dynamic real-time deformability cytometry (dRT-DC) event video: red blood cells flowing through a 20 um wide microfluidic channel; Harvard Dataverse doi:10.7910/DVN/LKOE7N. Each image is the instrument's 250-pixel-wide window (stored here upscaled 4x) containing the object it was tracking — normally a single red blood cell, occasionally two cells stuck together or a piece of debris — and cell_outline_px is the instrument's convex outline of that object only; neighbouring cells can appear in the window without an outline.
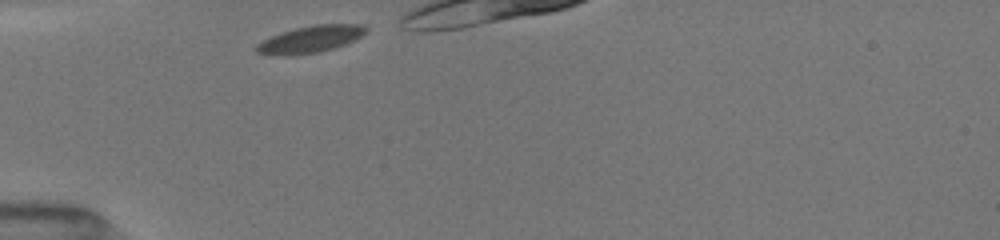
{"species": "common noctule bat (a hibernating species)", "species_latin": "Nyctalus noctula", "temperature_condition": "room temperature", "stored_images_in_passage": 12, "camera_frame_rate_fps": 3000, "um_per_image_px": 0.085, "animal": {"sex": "female", "body_mass_g": 19.5, "forearm_length_mm": 54.1}, "frame": {"image": 1, "passage_image": 1, "time_ms": 0.0, "image_size_px": [1000, 240], "cell_outline_px": [[368, 32], [344, 44], [320, 52], [288, 56], [256, 52], [256, 44], [272, 36], [296, 28], [312, 24], [364, 24], [368, 28]], "centroid_in_image_um": [26.43, 3.32], "position_along_channel_um": 58.6, "area_um2": 16.94}}